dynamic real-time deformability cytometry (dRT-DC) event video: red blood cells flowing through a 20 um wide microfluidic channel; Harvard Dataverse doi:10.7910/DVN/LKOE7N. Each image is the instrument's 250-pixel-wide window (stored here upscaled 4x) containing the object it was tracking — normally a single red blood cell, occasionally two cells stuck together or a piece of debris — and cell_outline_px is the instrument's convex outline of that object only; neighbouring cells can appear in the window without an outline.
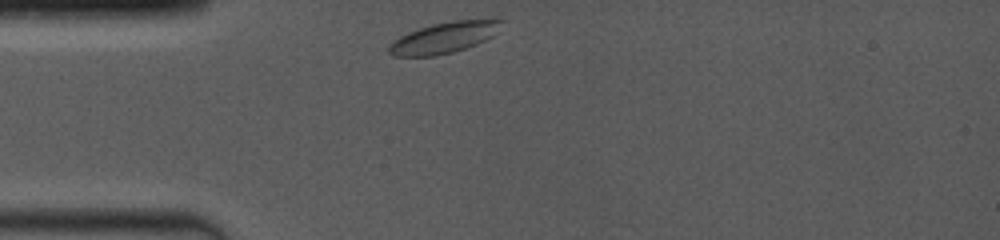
{"species": "common noctule bat (a hibernating species)", "species_latin": "Nyctalus noctula", "temperature_condition": "room temperature", "stored_images_in_passage": 49, "camera_frame_rate_fps": 4000, "um_per_image_px": 0.085, "animal": {"sex": "female", "body_mass_g": 19.0, "forearm_length_mm": 53.3}, "frame": {"image": 1, "passage_image": 1, "time_ms": 0.0, "image_size_px": [1000, 240], "cell_outline_px": [[504, 20], [500, 32], [476, 44], [452, 52], [436, 56], [396, 56], [388, 52], [388, 48], [400, 36], [408, 32], [432, 24], [452, 20]], "centroid_in_image_um": [37.78, 3.19], "position_along_channel_um": 47.2, "area_um2": 20.06}}
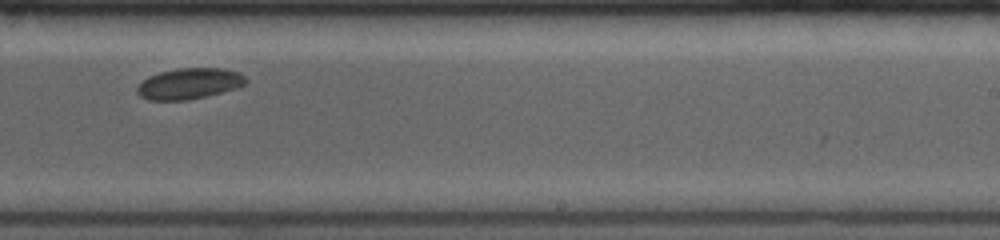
{"frame": {"image": 2, "passage_image": 26, "time_ms": 6.25, "image_size_px": [1000, 240], "cell_outline_px": [[248, 84], [236, 88], [208, 96], [188, 100], [148, 100], [140, 96], [136, 92], [136, 88], [148, 76], [160, 72], [180, 68], [224, 68], [240, 72], [248, 80]], "centroid_in_image_um": [16.12, 7.11], "position_along_channel_um": 272.9, "area_um2": 19.77}}
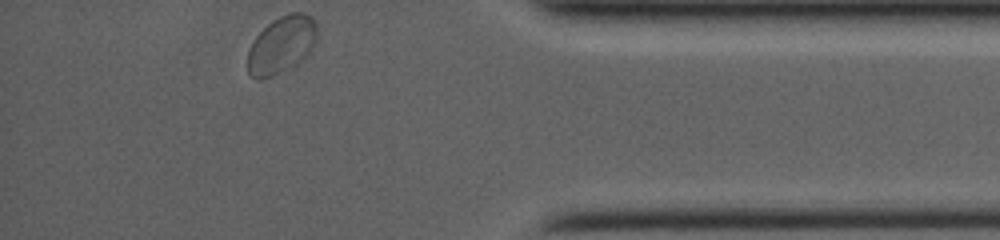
{"frame": {"image": 3, "passage_image": 48, "time_ms": 10.25, "image_size_px": [1000, 240], "cell_outline_px": [[316, 44], [308, 56], [296, 64], [272, 76], [256, 80], [248, 72], [248, 48], [252, 40], [272, 20], [288, 12], [304, 12], [312, 16], [316, 20]], "centroid_in_image_um": [23.95, 3.78], "position_along_channel_um": 411.2, "area_um2": 23.47}, "authors_computed_cell_mechanics": {"area_um2": 19.9988, "velocity_mm_per_s": 3.8645, "shape_relaxation_time_tau1_ms": 2.0436, "shape_relaxation_time_tau2_ms": null, "deformation_change_tau1": 0.0483, "deformation_change_tau2": null}}